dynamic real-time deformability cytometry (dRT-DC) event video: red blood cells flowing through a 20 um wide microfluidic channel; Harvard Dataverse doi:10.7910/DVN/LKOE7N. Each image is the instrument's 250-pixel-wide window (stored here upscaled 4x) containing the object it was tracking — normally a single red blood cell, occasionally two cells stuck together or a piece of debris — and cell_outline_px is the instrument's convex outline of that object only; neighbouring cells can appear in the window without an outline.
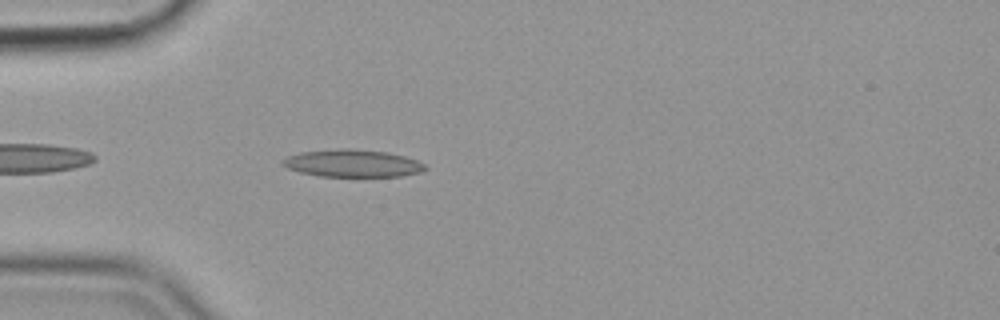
{"species": "common noctule bat (a hibernating species)", "species_latin": "Nyctalus noctula", "temperature_condition": "cold", "stored_images_in_passage": 42, "camera_frame_rate_fps": 3000, "um_per_image_px": 0.085, "animal": {"sex": "female", "body_mass_g": 19.9}, "frame": {"image": 1, "passage_image": 3, "time_ms": 0.667, "image_size_px": [1000, 320], "cell_outline_px": [[428, 168], [420, 172], [400, 176], [320, 176], [300, 172], [288, 168], [280, 160], [288, 156], [300, 152], [344, 148], [348, 148], [388, 152], [404, 156], [416, 160], [424, 164]], "centroid_in_image_um": [29.97, 13.87], "position_along_channel_um": 55.0, "area_um2": 22.6}}
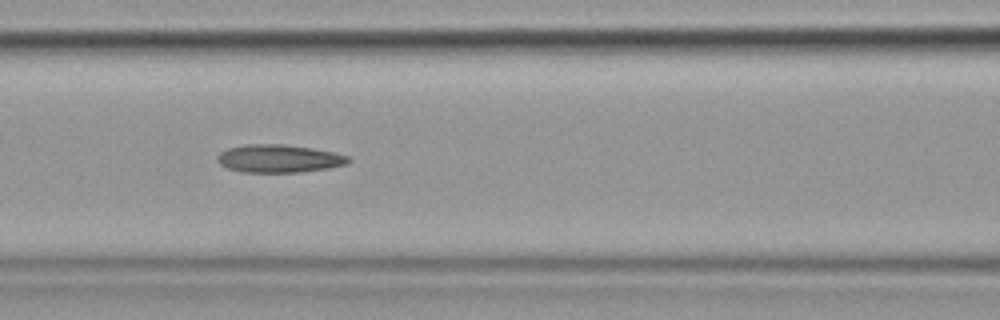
{"frame": {"image": 2, "passage_image": 11, "time_ms": 3.333, "image_size_px": [1000, 320], "cell_outline_px": [[352, 160], [348, 164], [328, 168], [300, 172], [240, 172], [228, 168], [220, 164], [216, 160], [216, 156], [220, 152], [228, 148], [244, 144], [284, 144], [312, 148], [332, 152], [348, 156]], "centroid_in_image_um": [23.69, 13.47], "position_along_channel_um": 142.9, "area_um2": 21.44}}
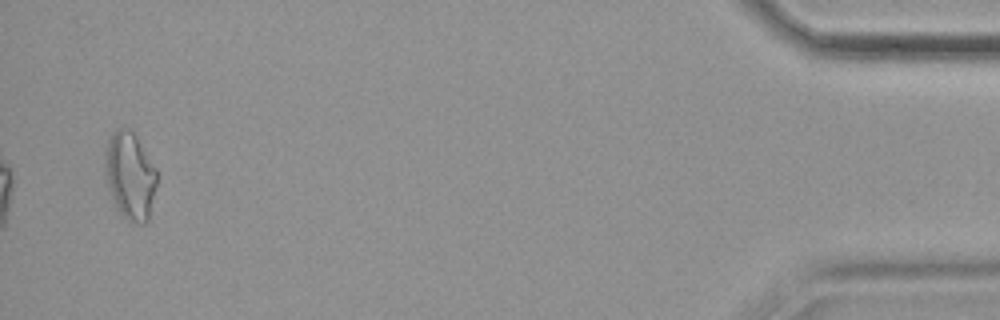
{"frame": {"image": 3, "passage_image": 41, "time_ms": 13.333, "image_size_px": [1000, 320], "cell_outline_px": [[156, 188], [148, 220], [144, 224], [136, 224], [120, 216], [112, 204], [104, 176], [104, 152], [108, 140], [112, 132], [116, 128], [128, 128], [136, 136], [156, 168]], "centroid_in_image_um": [11.0, 14.98], "position_along_channel_um": 424.2, "area_um2": 27.11}, "authors_computed_cell_mechanics": {"area_um2": 21.386, "velocity_mm_per_s": 3.6018, "shape_relaxation_time_tau1_ms": null, "shape_relaxation_time_tau2_ms": 5.6377, "deformation_change_tau1": null, "deformation_change_tau2": 0.162}}